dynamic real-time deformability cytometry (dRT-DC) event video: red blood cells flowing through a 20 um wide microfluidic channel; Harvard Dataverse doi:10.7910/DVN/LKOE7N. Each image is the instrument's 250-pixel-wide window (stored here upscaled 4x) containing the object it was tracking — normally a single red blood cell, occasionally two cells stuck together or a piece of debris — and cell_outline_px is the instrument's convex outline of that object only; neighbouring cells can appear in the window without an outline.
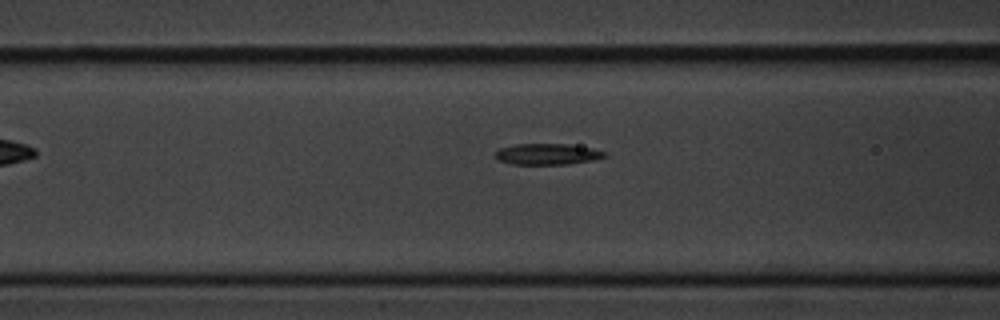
{"species": "common noctule bat (a hibernating species)", "species_latin": "Nyctalus noctula", "temperature_condition": "cold", "stored_images_in_passage": 7, "camera_frame_rate_fps": 3000, "um_per_image_px": 0.085, "animal": {"sex": "male", "body_mass_g": 20.1, "forearm_length_mm": 53.5}, "frame": {"image": 1, "passage_image": 5, "time_ms": 1.333, "image_size_px": [1000, 320], "cell_outline_px": [[608, 156], [592, 160], [568, 164], [512, 164], [500, 160], [496, 156], [496, 152], [500, 148], [516, 144], [568, 144], [592, 148], [608, 152]], "centroid_in_image_um": [46.59, 13.09], "position_along_channel_um": 120.0, "area_um2": 13.35}}